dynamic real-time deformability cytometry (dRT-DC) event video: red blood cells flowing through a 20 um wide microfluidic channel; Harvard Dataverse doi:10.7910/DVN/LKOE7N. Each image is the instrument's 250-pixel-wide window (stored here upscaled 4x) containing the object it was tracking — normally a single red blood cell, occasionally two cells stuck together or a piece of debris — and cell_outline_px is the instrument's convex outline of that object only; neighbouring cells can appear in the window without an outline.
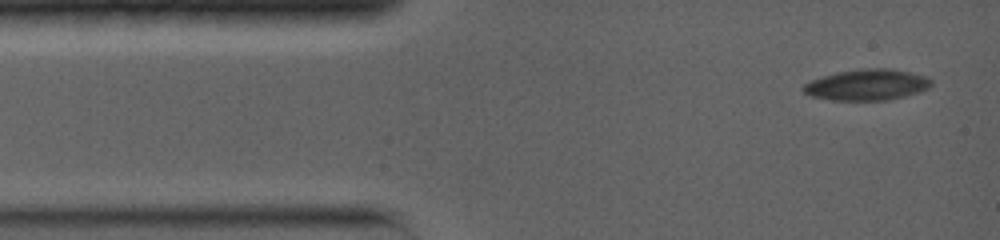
{"species": "common noctule bat (a hibernating species)", "species_latin": "Nyctalus noctula", "temperature_condition": "warm", "stored_images_in_passage": 15, "camera_frame_rate_fps": 5000, "um_per_image_px": 0.085, "animal": {"sex": "female", "body_mass_g": 19.0, "forearm_length_mm": 56.7}, "frame": {"image": 1, "passage_image": 1, "time_ms": 0.0, "image_size_px": [1000, 240], "cell_outline_px": [[932, 84], [928, 88], [920, 92], [888, 100], [832, 100], [812, 96], [804, 92], [800, 88], [804, 84], [812, 80], [836, 72], [860, 68], [888, 68], [912, 72], [928, 76], [932, 80]], "centroid_in_image_um": [73.73, 7.2], "position_along_channel_um": 11.3, "area_um2": 23.29}}
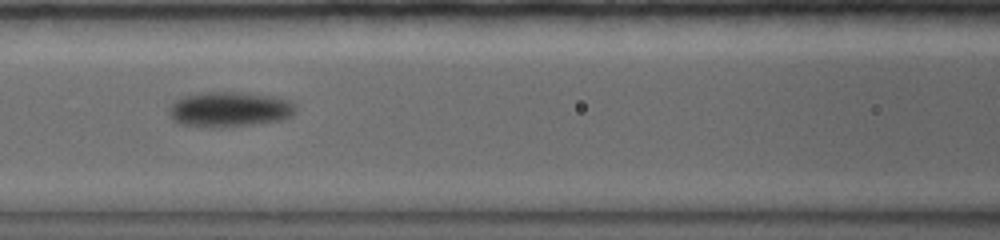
{"frame": {"image": 2, "passage_image": 6, "time_ms": 5.4, "image_size_px": [1000, 240], "cell_outline_px": [[296, 112], [292, 116], [284, 120], [252, 124], [212, 128], [208, 128], [176, 124], [168, 116], [168, 108], [180, 96], [200, 92], [240, 92], [272, 96], [288, 100], [296, 104]], "centroid_in_image_um": [19.45, 9.3], "position_along_channel_um": 147.1, "area_um2": 26.53}}
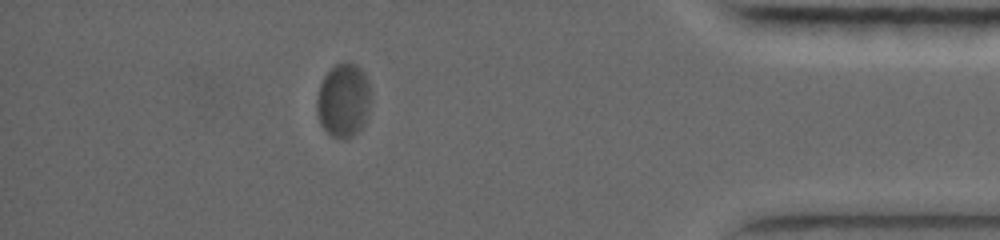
{"frame": {"image": 3, "passage_image": 13, "time_ms": 13.6, "image_size_px": [1000, 240], "cell_outline_px": [[368, 116], [364, 124], [352, 136], [332, 136], [320, 124], [316, 112], [316, 100], [320, 84], [324, 76], [336, 64], [344, 60], [348, 60], [356, 64], [364, 72], [368, 80]], "centroid_in_image_um": [29.17, 8.47], "position_along_channel_um": 406.0, "area_um2": 23.0}, "authors_computed_cell_mechanics": {"area_um2": 23.8714, "velocity_mm_per_s": 3.674, "shape_relaxation_time_tau1_ms": 3.133, "shape_relaxation_time_tau2_ms": null, "deformation_change_tau1": 0.0955, "deformation_change_tau2": null}}